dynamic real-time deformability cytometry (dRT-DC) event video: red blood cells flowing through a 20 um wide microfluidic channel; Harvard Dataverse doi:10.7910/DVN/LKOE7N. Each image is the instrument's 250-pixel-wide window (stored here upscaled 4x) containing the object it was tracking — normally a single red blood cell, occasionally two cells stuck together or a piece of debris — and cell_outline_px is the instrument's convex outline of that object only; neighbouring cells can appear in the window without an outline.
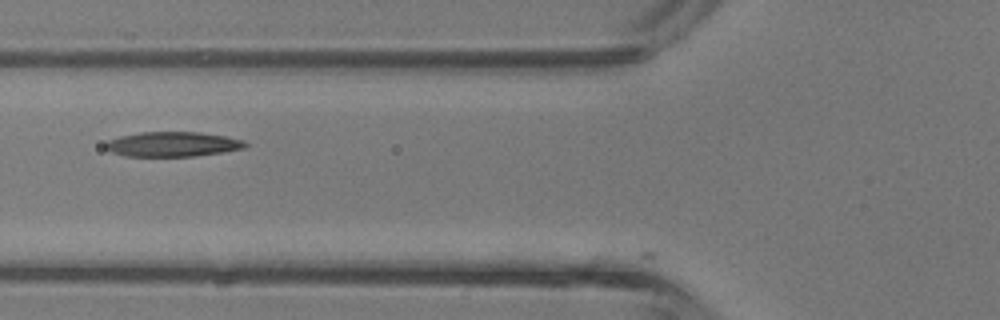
{"species": "common noctule bat (a hibernating species)", "species_latin": "Nyctalus noctula", "temperature_condition": "room temperature", "stored_images_in_passage": 5, "camera_frame_rate_fps": 3000, "um_per_image_px": 0.085, "animal": {"sex": "male", "body_mass_g": 13.3}, "frame": {"image": 1, "passage_image": 3, "time_ms": 0.667, "image_size_px": [1000, 320], "cell_outline_px": [[248, 144], [244, 148], [224, 152], [196, 156], [124, 156], [112, 152], [104, 148], [104, 144], [108, 140], [120, 136], [140, 132], [200, 132], [224, 136], [244, 140]], "centroid_in_image_um": [14.66, 12.26], "position_along_channel_um": 111.1, "area_um2": 20.29}}